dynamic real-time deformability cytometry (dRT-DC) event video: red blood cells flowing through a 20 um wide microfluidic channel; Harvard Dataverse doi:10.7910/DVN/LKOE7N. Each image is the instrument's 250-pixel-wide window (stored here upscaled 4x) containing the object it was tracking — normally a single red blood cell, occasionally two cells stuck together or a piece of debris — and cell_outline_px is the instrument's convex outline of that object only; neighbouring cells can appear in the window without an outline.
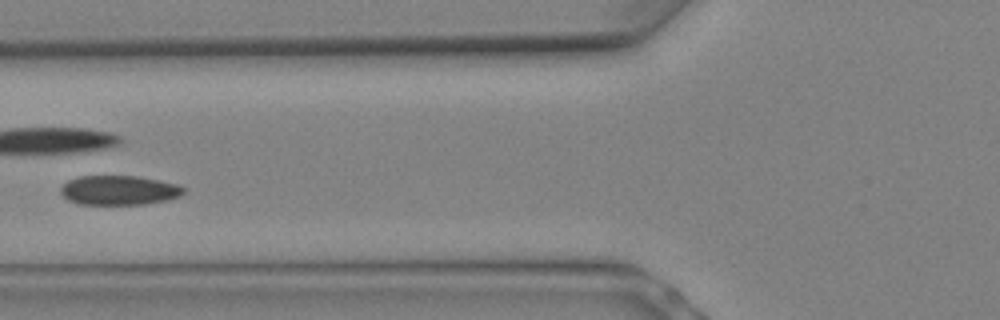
{"species": "Egyptian fruit bat (a non-hibernating species)", "species_latin": "Rousettus aegyptiacus", "temperature_condition": "warm", "stored_images_in_passage": 7, "camera_frame_rate_fps": 3000, "um_per_image_px": 0.085, "animal": {"sex": "female"}, "frame": {"image": 1, "passage_image": 5, "time_ms": 1.333, "image_size_px": [1000, 320], "cell_outline_px": [[184, 192], [180, 196], [168, 200], [144, 204], [80, 204], [68, 200], [60, 192], [60, 188], [68, 180], [80, 176], [136, 176], [160, 180], [180, 184], [184, 188]], "centroid_in_image_um": [10.14, 16.17], "position_along_channel_um": 115.7, "area_um2": 21.15}}